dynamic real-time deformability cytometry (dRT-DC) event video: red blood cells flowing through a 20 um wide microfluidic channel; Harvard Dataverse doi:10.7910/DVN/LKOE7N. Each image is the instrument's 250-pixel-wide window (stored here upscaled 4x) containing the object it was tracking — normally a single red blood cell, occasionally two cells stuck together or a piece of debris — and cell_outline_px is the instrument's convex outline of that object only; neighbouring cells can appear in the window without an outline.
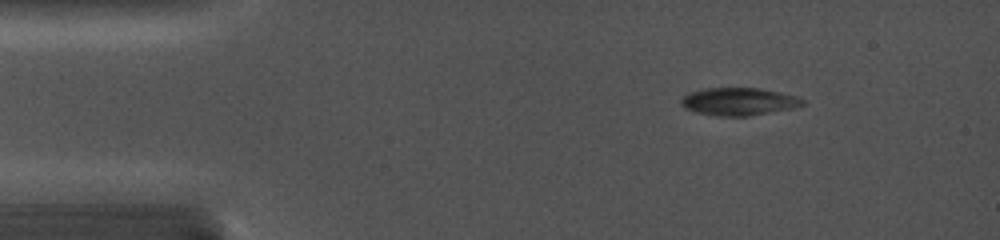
{"species": "common noctule bat (a hibernating species)", "species_latin": "Nyctalus noctula", "temperature_condition": "cold", "stored_images_in_passage": 33, "camera_frame_rate_fps": 5000, "um_per_image_px": 0.085, "animal": {"sex": "female", "body_mass_g": 19.0, "forearm_length_mm": 56.7}, "frame": {"image": 1, "passage_image": 2, "time_ms": 1.0, "image_size_px": [1000, 240], "cell_outline_px": [[804, 104], [792, 108], [748, 116], [716, 116], [696, 112], [684, 108], [680, 104], [680, 100], [688, 92], [704, 88], [760, 88], [780, 92], [796, 96], [804, 100]], "centroid_in_image_um": [62.75, 8.63], "position_along_channel_um": 22.3, "area_um2": 19.59}}
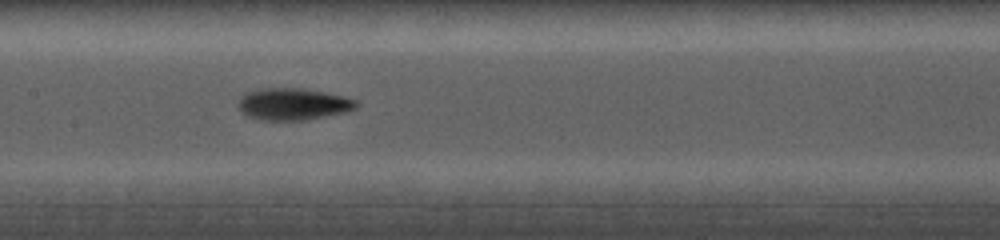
{"frame": {"image": 2, "passage_image": 14, "time_ms": 6.8, "image_size_px": [1000, 240], "cell_outline_px": [[360, 104], [356, 108], [344, 112], [308, 120], [260, 120], [248, 116], [236, 108], [236, 104], [248, 92], [260, 88], [300, 88], [324, 92], [344, 96], [356, 100]], "centroid_in_image_um": [24.91, 8.85], "position_along_channel_um": 182.5, "area_um2": 21.96}}
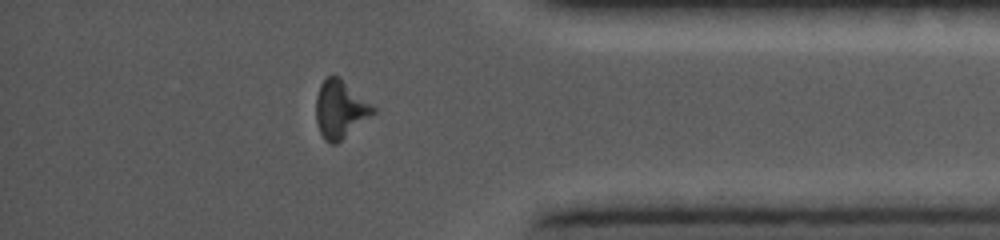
{"frame": {"image": 3, "passage_image": 29, "time_ms": 12.6, "image_size_px": [1000, 240], "cell_outline_px": [[376, 112], [372, 116], [336, 144], [332, 144], [324, 140], [316, 124], [316, 96], [320, 84], [328, 76], [340, 76], [376, 108]], "centroid_in_image_um": [28.92, 9.29], "position_along_channel_um": 406.3, "area_um2": 19.36}, "authors_computed_cell_mechanics": {"area_um2": 19.5942, "velocity_mm_per_s": 3.9908, "shape_relaxation_time_tau1_ms": null, "shape_relaxation_time_tau2_ms": 1.9874, "deformation_change_tau1": null, "deformation_change_tau2": 0.0694}}